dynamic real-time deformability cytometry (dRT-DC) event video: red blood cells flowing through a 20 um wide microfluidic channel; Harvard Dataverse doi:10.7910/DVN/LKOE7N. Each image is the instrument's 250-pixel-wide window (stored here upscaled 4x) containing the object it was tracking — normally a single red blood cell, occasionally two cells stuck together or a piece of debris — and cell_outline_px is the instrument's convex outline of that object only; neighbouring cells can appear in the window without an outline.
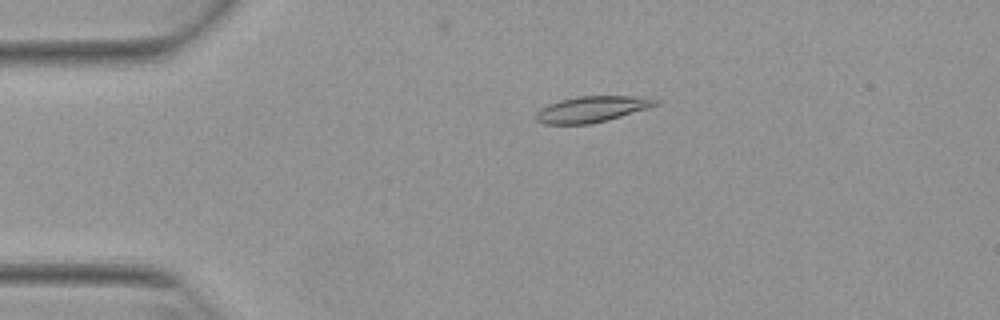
{"species": "Egyptian fruit bat (a non-hibernating species)", "species_latin": "Rousettus aegyptiacus", "temperature_condition": "warm", "stored_images_in_passage": 38, "camera_frame_rate_fps": 3000, "um_per_image_px": 0.085, "animal": {"sex": "female"}, "frame": {"image": 1, "passage_image": 11, "time_ms": 3.333, "image_size_px": [1000, 320], "cell_outline_px": [[660, 104], [608, 120], [588, 124], [544, 124], [536, 120], [536, 112], [540, 108], [548, 104], [560, 100], [576, 96], [652, 96], [660, 100]], "centroid_in_image_um": [50.35, 9.26], "position_along_channel_um": 34.6, "area_um2": 18.32}}
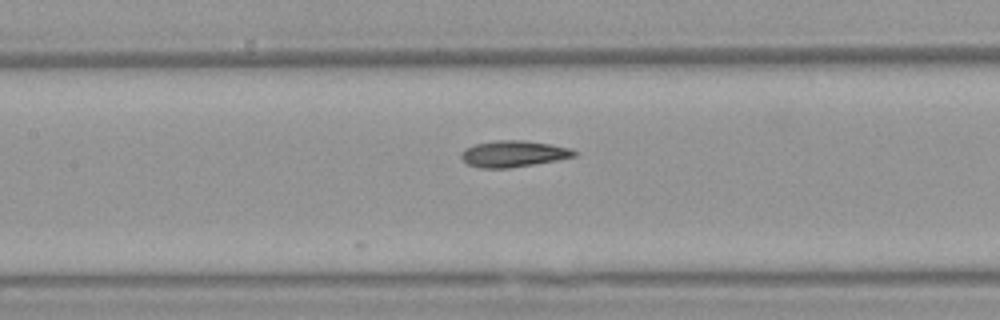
{"frame": {"image": 2, "passage_image": 24, "time_ms": 7.667, "image_size_px": [1000, 320], "cell_outline_px": [[580, 152], [576, 156], [556, 160], [508, 168], [480, 168], [468, 164], [460, 156], [460, 152], [464, 148], [476, 144], [496, 140], [524, 140], [552, 144], [568, 148]], "centroid_in_image_um": [43.64, 13.06], "position_along_channel_um": 163.8, "area_um2": 17.34}}
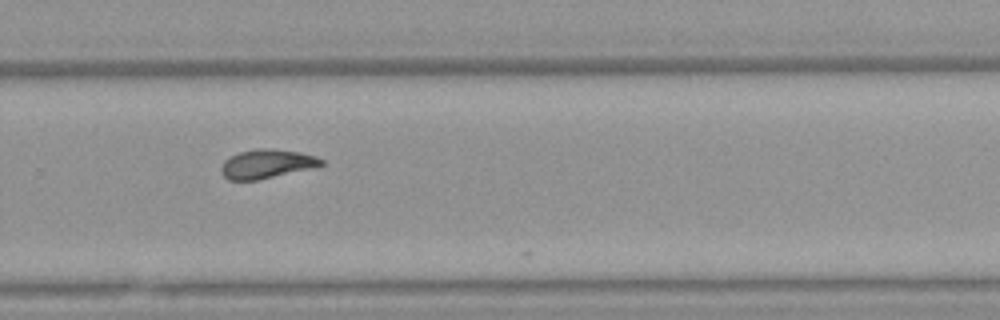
{"frame": {"image": 3, "passage_image": 35, "time_ms": 11.333, "image_size_px": [1000, 320], "cell_outline_px": [[324, 164], [316, 168], [256, 180], [228, 180], [220, 172], [220, 168], [224, 160], [240, 152], [260, 148], [272, 148], [300, 152], [316, 156], [324, 160]], "centroid_in_image_um": [22.71, 13.93], "position_along_channel_um": 307.1, "area_um2": 17.05}}